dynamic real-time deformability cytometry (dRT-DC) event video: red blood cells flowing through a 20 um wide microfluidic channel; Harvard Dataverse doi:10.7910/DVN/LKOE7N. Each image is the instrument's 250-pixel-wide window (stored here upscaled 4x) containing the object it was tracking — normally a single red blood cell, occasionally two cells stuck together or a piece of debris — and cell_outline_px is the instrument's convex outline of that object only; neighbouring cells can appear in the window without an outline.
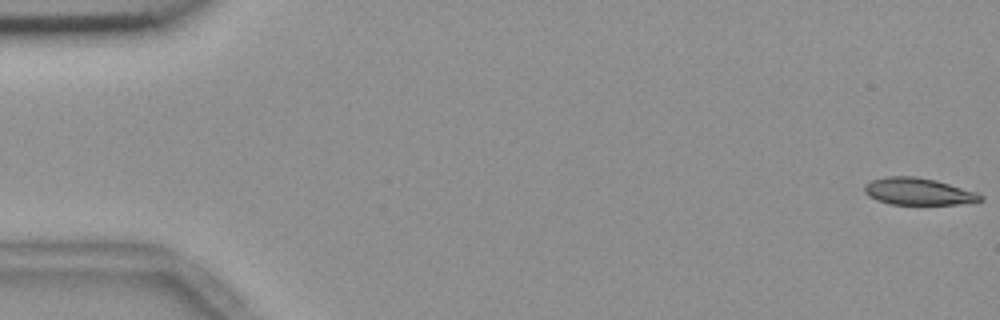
{"species": "common noctule bat (a hibernating species)", "species_latin": "Nyctalus noctula", "temperature_condition": "room temperature", "stored_images_in_passage": 57, "camera_frame_rate_fps": 3000, "um_per_image_px": 0.085, "animal": {"sex": "female", "body_mass_g": 18.4}, "frame": {"image": 1, "passage_image": 1, "time_ms": 0.0, "image_size_px": [1000, 320], "cell_outline_px": [[984, 200], [956, 204], [888, 204], [876, 200], [868, 196], [864, 192], [864, 184], [872, 180], [884, 176], [916, 176], [936, 180], [976, 192], [984, 196]], "centroid_in_image_um": [78.01, 16.27], "position_along_channel_um": 7.0, "area_um2": 18.32}}
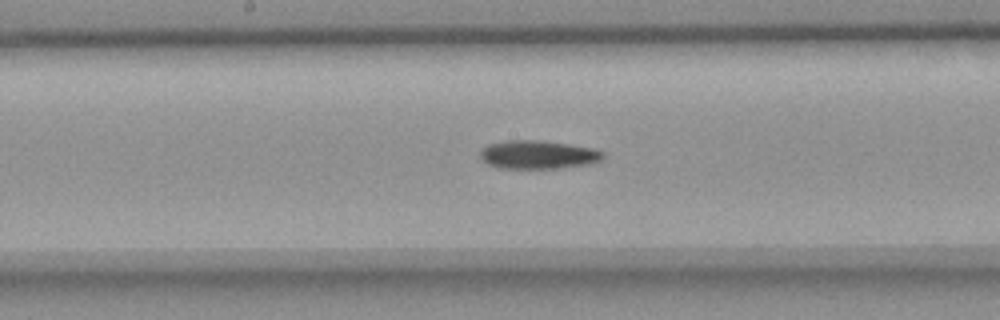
{"frame": {"image": 2, "passage_image": 29, "time_ms": 9.333, "image_size_px": [1000, 320], "cell_outline_px": [[604, 160], [592, 164], [564, 168], [496, 168], [488, 164], [480, 156], [480, 148], [488, 144], [508, 140], [540, 140], [568, 144], [592, 148], [604, 152]], "centroid_in_image_um": [45.76, 13.15], "position_along_channel_um": 202.4, "area_um2": 20.63}}
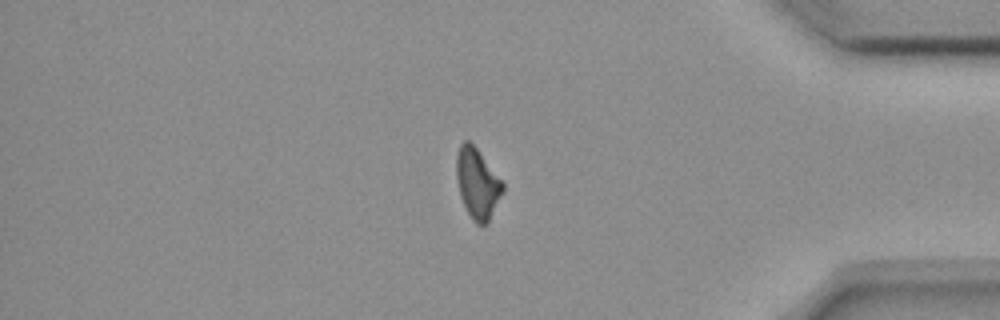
{"frame": {"image": 3, "passage_image": 47, "time_ms": 15.333, "image_size_px": [1000, 320], "cell_outline_px": [[504, 192], [488, 224], [476, 224], [472, 220], [460, 196], [456, 176], [456, 156], [460, 144], [464, 140], [468, 140], [476, 148], [504, 184]], "centroid_in_image_um": [40.58, 15.62], "position_along_channel_um": 394.6, "area_um2": 18.9}}